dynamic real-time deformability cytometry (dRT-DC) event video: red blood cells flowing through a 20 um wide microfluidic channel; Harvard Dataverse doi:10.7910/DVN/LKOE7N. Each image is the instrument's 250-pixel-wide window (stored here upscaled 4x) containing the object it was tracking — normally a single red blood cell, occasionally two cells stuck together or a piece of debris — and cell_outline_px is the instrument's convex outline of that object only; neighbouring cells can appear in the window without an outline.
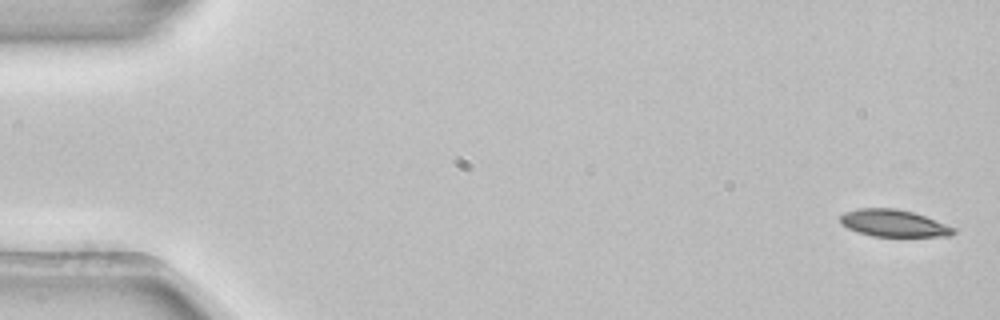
{"species": "common noctule bat (a hibernating species)", "species_latin": "Nyctalus noctula", "temperature_condition": "room temperature", "stored_images_in_passage": 4, "camera_frame_rate_fps": 3000, "um_per_image_px": 0.085, "animal": {"sex": "female", "body_mass_g": 22.7, "forearm_length_mm": 54.2}, "frame": {"image": 1, "passage_image": 1, "time_ms": 0.0, "image_size_px": [1000, 320], "cell_outline_px": [[956, 232], [948, 236], [872, 236], [848, 228], [840, 224], [840, 216], [844, 212], [860, 208], [896, 208], [912, 212], [924, 216], [956, 228]], "centroid_in_image_um": [75.94, 18.97], "position_along_channel_um": 9.1, "area_um2": 17.69}}
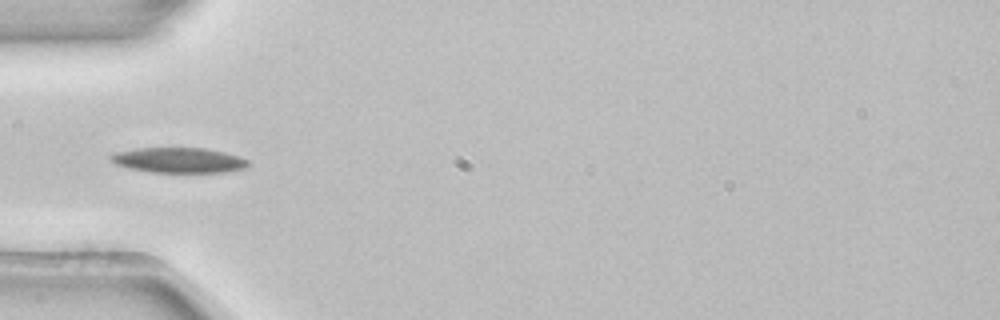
{"frame": {"image": 2, "passage_image": 4, "time_ms": 1.0, "image_size_px": [1000, 320], "cell_outline_px": [[252, 164], [244, 168], [224, 172], [152, 172], [128, 168], [116, 164], [108, 160], [108, 156], [116, 152], [136, 148], [204, 148], [224, 152], [248, 160]], "centroid_in_image_um": [15.16, 13.61], "position_along_channel_um": 69.8, "area_um2": 20.17}}